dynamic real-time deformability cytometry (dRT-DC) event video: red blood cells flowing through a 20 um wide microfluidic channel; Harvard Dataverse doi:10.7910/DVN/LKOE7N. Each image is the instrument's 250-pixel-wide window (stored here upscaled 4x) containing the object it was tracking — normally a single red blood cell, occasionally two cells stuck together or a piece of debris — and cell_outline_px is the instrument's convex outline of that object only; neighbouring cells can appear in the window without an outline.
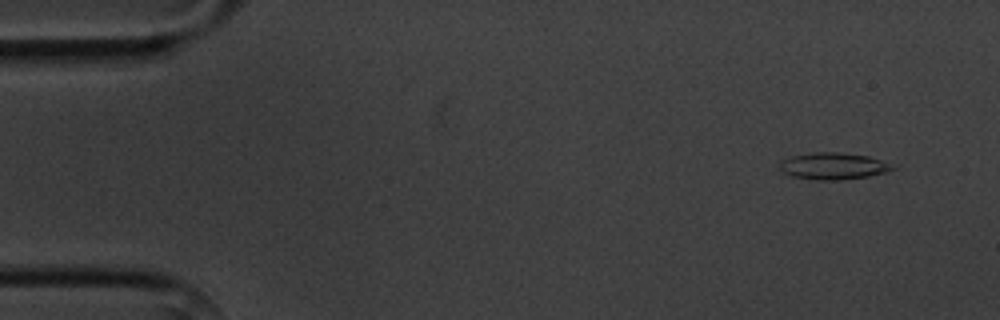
{"species": "common noctule bat (a hibernating species)", "species_latin": "Nyctalus noctula", "temperature_condition": "cold", "stored_images_in_passage": 4, "camera_frame_rate_fps": 3000, "um_per_image_px": 0.085, "animal": {"sex": "male", "body_mass_g": 20.1, "forearm_length_mm": 53.5}, "frame": {"image": 1, "passage_image": 1, "time_ms": 0.0, "image_size_px": [1000, 320], "cell_outline_px": [[900, 164], [896, 168], [888, 172], [868, 176], [840, 180], [816, 180], [792, 176], [784, 172], [780, 168], [780, 164], [784, 160], [792, 156], [812, 152], [840, 152], [868, 156]], "centroid_in_image_um": [70.96, 14.11], "position_along_channel_um": 14.0, "area_um2": 17.86}}
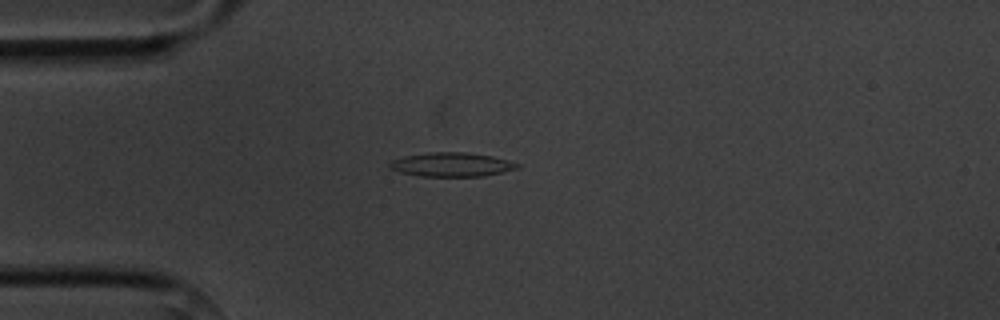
{"frame": {"image": 2, "passage_image": 4, "time_ms": 3.333, "image_size_px": [1000, 320], "cell_outline_px": [[520, 168], [504, 172], [484, 176], [420, 176], [400, 172], [388, 168], [388, 164], [392, 160], [404, 156], [428, 152], [464, 152], [492, 156], [508, 160], [520, 164]], "centroid_in_image_um": [38.39, 13.99], "position_along_channel_um": 46.6, "area_um2": 17.98}}